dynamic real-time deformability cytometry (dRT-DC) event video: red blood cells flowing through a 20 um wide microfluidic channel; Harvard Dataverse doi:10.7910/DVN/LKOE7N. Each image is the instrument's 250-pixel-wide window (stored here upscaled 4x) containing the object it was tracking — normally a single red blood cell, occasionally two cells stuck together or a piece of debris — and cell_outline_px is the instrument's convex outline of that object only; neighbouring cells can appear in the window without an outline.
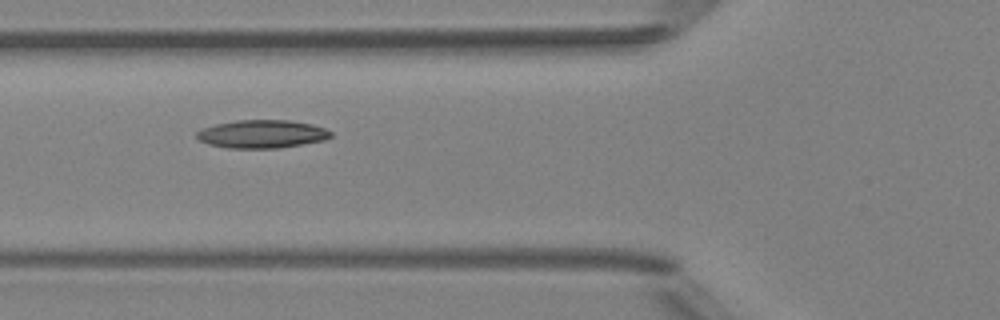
{"species": "Egyptian fruit bat (a non-hibernating species)", "species_latin": "Rousettus aegyptiacus", "temperature_condition": "room temperature", "stored_images_in_passage": 7, "camera_frame_rate_fps": 3000, "um_per_image_px": 0.085, "animal": {"sex": "female"}, "frame": {"image": 1, "passage_image": 5, "time_ms": 5.333, "image_size_px": [1000, 320], "cell_outline_px": [[332, 136], [324, 140], [280, 148], [228, 148], [208, 144], [200, 140], [196, 136], [196, 132], [204, 128], [216, 124], [236, 120], [292, 120], [312, 124], [324, 128], [332, 132]], "centroid_in_image_um": [22.28, 11.39], "position_along_channel_um": 103.5, "area_um2": 21.96}}
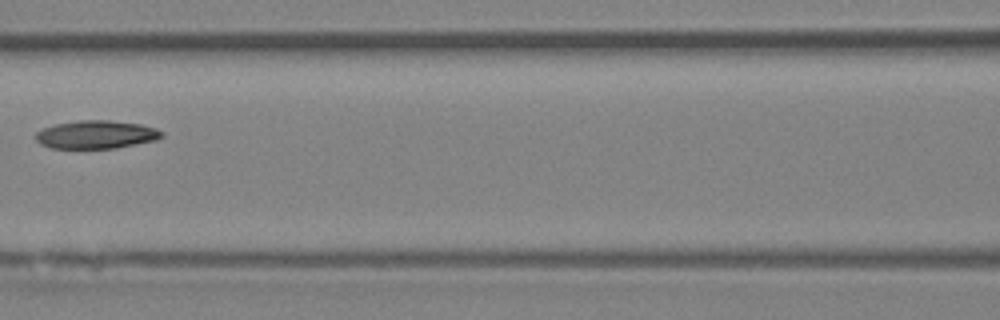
{"frame": {"image": 2, "passage_image": 6, "time_ms": 6.667, "image_size_px": [1000, 320], "cell_outline_px": [[164, 136], [156, 140], [116, 148], [52, 148], [40, 144], [36, 140], [36, 132], [44, 128], [56, 124], [80, 120], [108, 120], [140, 124], [156, 128], [164, 132]], "centroid_in_image_um": [8.2, 11.44], "position_along_channel_um": 158.4, "area_um2": 20.63}}
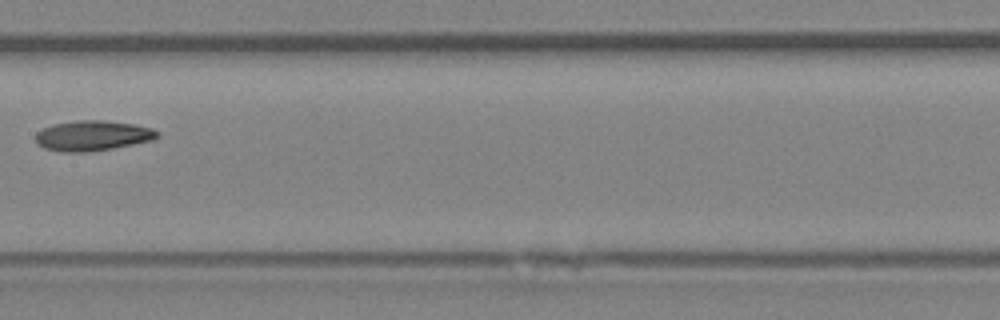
{"frame": {"image": 3, "passage_image": 7, "time_ms": 7.667, "image_size_px": [1000, 320], "cell_outline_px": [[160, 136], [152, 140], [112, 148], [84, 152], [60, 152], [44, 148], [36, 144], [36, 132], [52, 124], [76, 120], [104, 120], [136, 124], [152, 128], [160, 132]], "centroid_in_image_um": [7.86, 11.52], "position_along_channel_um": 199.5, "area_um2": 21.56}}